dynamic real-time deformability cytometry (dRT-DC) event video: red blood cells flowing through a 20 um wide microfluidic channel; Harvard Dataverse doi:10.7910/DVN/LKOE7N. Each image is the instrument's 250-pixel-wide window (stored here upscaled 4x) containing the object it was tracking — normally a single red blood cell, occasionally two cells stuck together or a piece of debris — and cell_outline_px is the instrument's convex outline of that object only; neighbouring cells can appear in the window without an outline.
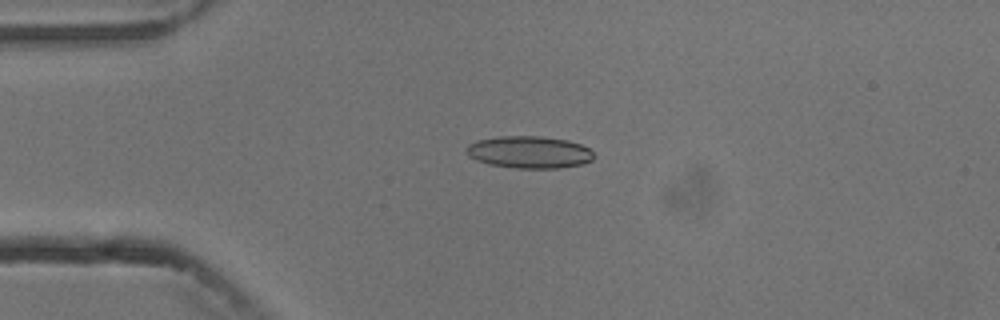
{"species": "common noctule bat (a hibernating species)", "species_latin": "Nyctalus noctula", "temperature_condition": "cold", "stored_images_in_passage": 7, "camera_frame_rate_fps": 3000, "um_per_image_px": 0.085, "animal": {"sex": "male", "body_mass_g": 13.3}, "frame": {"image": 1, "passage_image": 4, "time_ms": 3.333, "image_size_px": [1000, 320], "cell_outline_px": [[596, 156], [592, 160], [580, 164], [560, 168], [516, 168], [492, 164], [476, 160], [468, 156], [464, 148], [468, 144], [476, 140], [500, 136], [540, 136], [568, 140], [580, 144], [588, 148]], "centroid_in_image_um": [44.97, 12.92], "position_along_channel_um": 40.0, "area_um2": 23.93}}
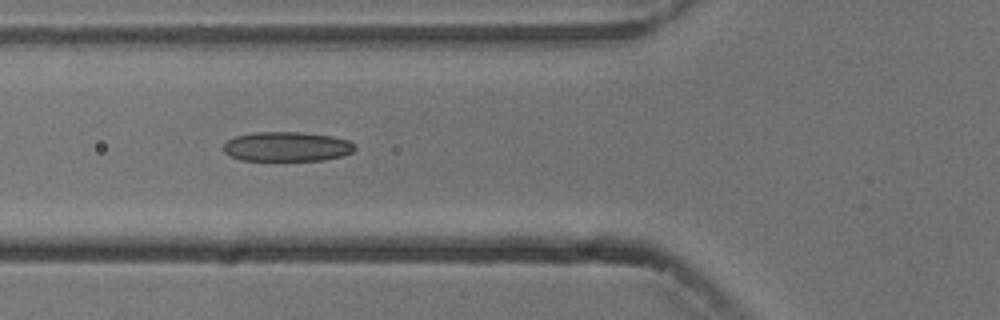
{"frame": {"image": 2, "passage_image": 6, "time_ms": 5.667, "image_size_px": [1000, 320], "cell_outline_px": [[356, 148], [352, 152], [344, 156], [324, 160], [240, 160], [224, 152], [224, 144], [228, 140], [236, 136], [256, 132], [304, 132], [332, 136], [348, 140], [356, 144]], "centroid_in_image_um": [24.44, 12.46], "position_along_channel_um": 101.4, "area_um2": 22.72}}
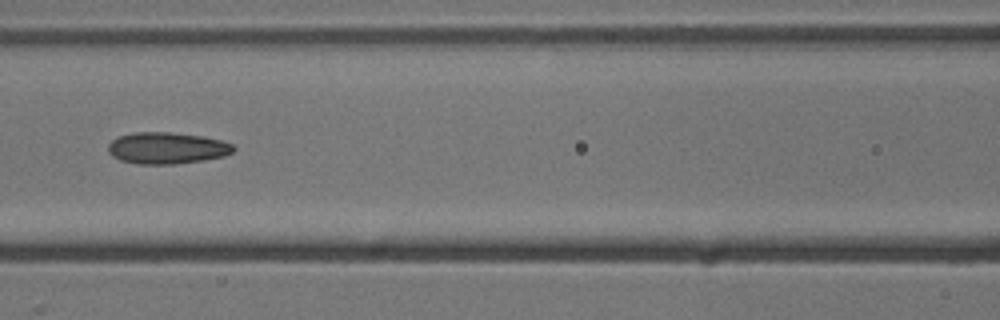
{"frame": {"image": 3, "passage_image": 7, "time_ms": 7.0, "image_size_px": [1000, 320], "cell_outline_px": [[236, 148], [232, 152], [224, 156], [204, 160], [176, 164], [136, 164], [120, 160], [112, 156], [108, 152], [108, 144], [116, 136], [132, 132], [168, 132], [204, 136], [220, 140], [232, 144]], "centroid_in_image_um": [14.16, 12.58], "position_along_channel_um": 152.4, "area_um2": 23.29}}